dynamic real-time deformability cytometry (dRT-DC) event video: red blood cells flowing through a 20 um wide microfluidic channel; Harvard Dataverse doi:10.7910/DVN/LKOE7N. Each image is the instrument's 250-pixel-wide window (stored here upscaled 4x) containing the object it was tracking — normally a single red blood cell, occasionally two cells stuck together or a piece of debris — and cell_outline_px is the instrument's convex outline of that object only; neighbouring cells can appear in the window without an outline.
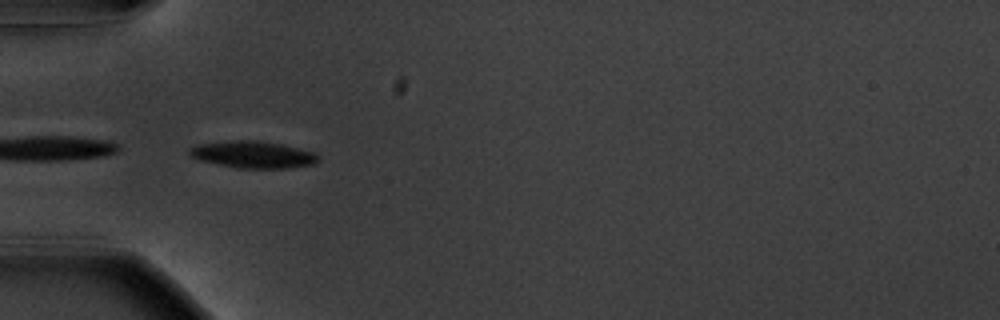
{"species": "common noctule bat (a hibernating species)", "species_latin": "Nyctalus noctula", "temperature_condition": "warm", "stored_images_in_passage": 26, "camera_frame_rate_fps": 3000, "um_per_image_px": 0.085, "animal": {"sex": "male", "body_mass_g": 20.1, "forearm_length_mm": 53.5}, "frame": {"image": 1, "passage_image": 1, "time_ms": 0.0, "image_size_px": [1000, 320], "cell_outline_px": [[320, 160], [312, 164], [288, 168], [236, 168], [200, 160], [192, 156], [188, 152], [188, 148], [196, 144], [228, 140], [260, 140], [280, 144], [316, 152]], "centroid_in_image_um": [21.48, 13.12], "position_along_channel_um": 63.5, "area_um2": 20.35}}